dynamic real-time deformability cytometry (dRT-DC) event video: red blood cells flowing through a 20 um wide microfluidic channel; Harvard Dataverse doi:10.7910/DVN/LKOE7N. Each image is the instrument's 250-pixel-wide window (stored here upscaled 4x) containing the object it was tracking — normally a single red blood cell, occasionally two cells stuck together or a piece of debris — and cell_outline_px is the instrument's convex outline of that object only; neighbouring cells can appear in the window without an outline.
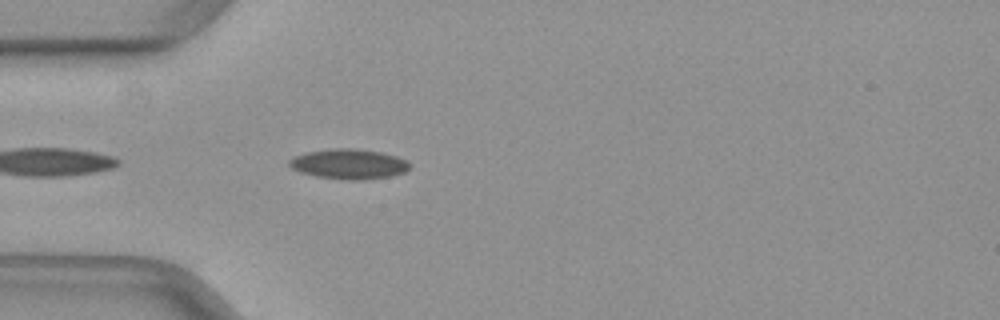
{"species": "common noctule bat (a hibernating species)", "species_latin": "Nyctalus noctula", "temperature_condition": "warm", "stored_images_in_passage": 8, "camera_frame_rate_fps": 3000, "um_per_image_px": 0.085, "animal": {"sex": "female", "body_mass_g": 29.2, "forearm_length_mm": 56.3}, "frame": {"image": 1, "passage_image": 2, "time_ms": 0.333, "image_size_px": [1000, 320], "cell_outline_px": [[412, 164], [404, 172], [392, 176], [360, 180], [348, 180], [316, 176], [300, 172], [292, 168], [288, 164], [288, 160], [296, 156], [308, 152], [332, 148], [352, 148], [380, 152], [396, 156], [408, 160]], "centroid_in_image_um": [29.68, 13.94], "position_along_channel_um": 55.3, "area_um2": 21.04}}